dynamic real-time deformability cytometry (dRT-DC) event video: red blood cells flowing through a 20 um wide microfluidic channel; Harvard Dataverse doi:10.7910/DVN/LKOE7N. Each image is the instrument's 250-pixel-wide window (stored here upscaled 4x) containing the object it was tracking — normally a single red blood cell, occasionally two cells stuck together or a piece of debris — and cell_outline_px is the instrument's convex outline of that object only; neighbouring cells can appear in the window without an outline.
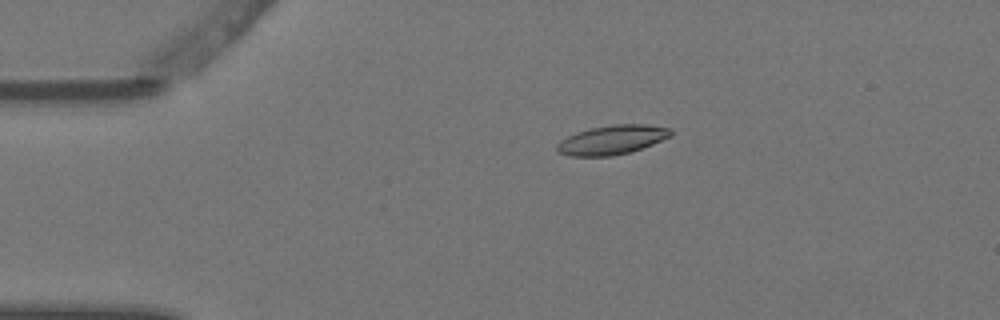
{"species": "Egyptian fruit bat (a non-hibernating species)", "species_latin": "Rousettus aegyptiacus", "temperature_condition": "warm", "stored_images_in_passage": 5, "camera_frame_rate_fps": 3000, "um_per_image_px": 0.085, "animal": {"sex": "female"}, "frame": {"image": 1, "passage_image": 3, "time_ms": 0.667, "image_size_px": [1000, 320], "cell_outline_px": [[672, 136], [652, 144], [628, 152], [612, 156], [568, 156], [556, 152], [556, 144], [560, 140], [576, 132], [592, 128], [612, 124], [644, 124], [672, 128]], "centroid_in_image_um": [52.0, 11.88], "position_along_channel_um": 33.0, "area_um2": 19.42}}